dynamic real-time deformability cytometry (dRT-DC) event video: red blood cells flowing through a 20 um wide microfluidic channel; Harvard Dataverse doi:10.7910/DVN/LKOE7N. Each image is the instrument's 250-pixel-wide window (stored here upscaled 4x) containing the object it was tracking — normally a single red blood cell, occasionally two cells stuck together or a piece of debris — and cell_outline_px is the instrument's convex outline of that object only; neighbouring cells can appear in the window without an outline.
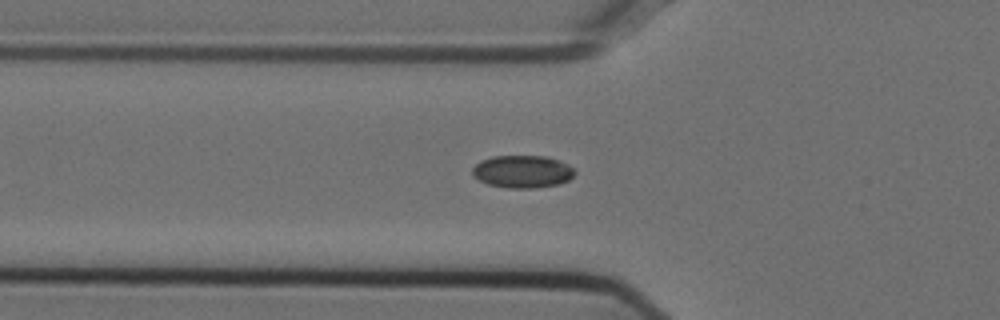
{"species": "Egyptian fruit bat (a non-hibernating species)", "species_latin": "Rousettus aegyptiacus", "temperature_condition": "cold", "stored_images_in_passage": 47, "segment_of_instrument_passage": [1, 2], "camera_frame_rate_fps": 3000, "um_per_image_px": 0.085, "animal": {"sex": "female"}, "frame": {"image": 1, "passage_image": 11, "time_ms": 3.333, "image_size_px": [1000, 320], "cell_outline_px": [[576, 172], [568, 180], [556, 184], [532, 188], [508, 188], [488, 184], [472, 176], [472, 168], [480, 160], [492, 156], [544, 156], [568, 164]], "centroid_in_image_um": [44.36, 14.58], "position_along_channel_um": 81.4, "area_um2": 19.25}}
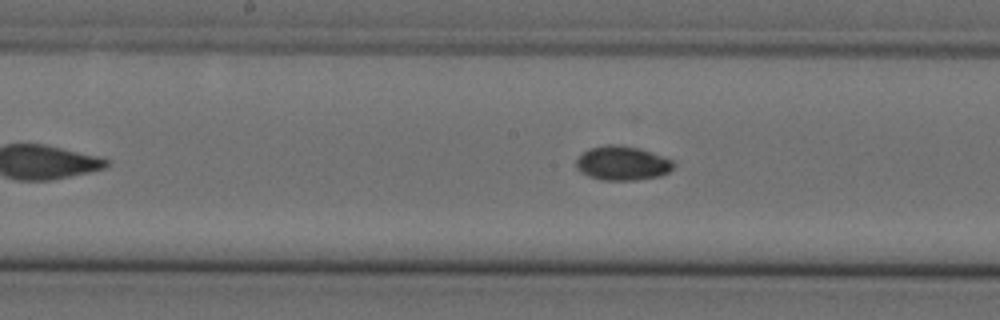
{"frame": {"image": 2, "passage_image": 20, "time_ms": 6.333, "image_size_px": [1000, 320], "cell_outline_px": [[676, 164], [668, 172], [660, 176], [636, 180], [600, 180], [588, 176], [580, 172], [576, 168], [576, 160], [588, 148], [608, 144], [620, 144], [640, 148], [672, 160]], "centroid_in_image_um": [52.88, 13.87], "position_along_channel_um": 195.3, "area_um2": 19.54}}
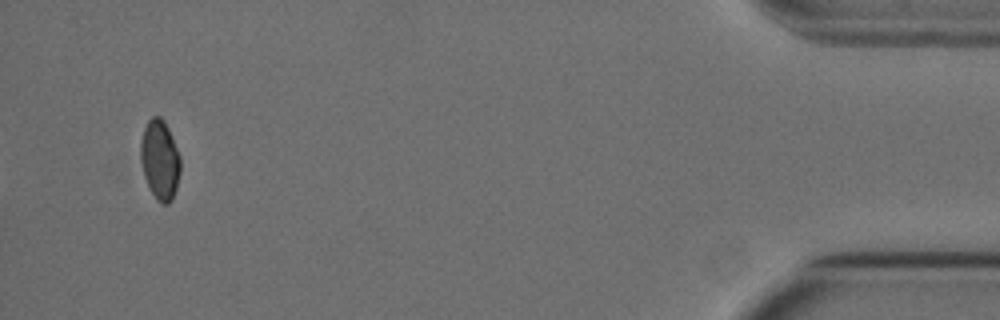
{"frame": {"image": 3, "passage_image": 44, "time_ms": 14.333, "image_size_px": [1000, 320], "cell_outline_px": [[180, 172], [176, 188], [172, 200], [168, 204], [160, 204], [156, 200], [144, 176], [140, 160], [140, 144], [144, 128], [148, 120], [152, 116], [160, 116], [164, 120], [168, 128], [180, 156]], "centroid_in_image_um": [13.58, 13.59], "position_along_channel_um": 421.6, "area_um2": 18.5}}